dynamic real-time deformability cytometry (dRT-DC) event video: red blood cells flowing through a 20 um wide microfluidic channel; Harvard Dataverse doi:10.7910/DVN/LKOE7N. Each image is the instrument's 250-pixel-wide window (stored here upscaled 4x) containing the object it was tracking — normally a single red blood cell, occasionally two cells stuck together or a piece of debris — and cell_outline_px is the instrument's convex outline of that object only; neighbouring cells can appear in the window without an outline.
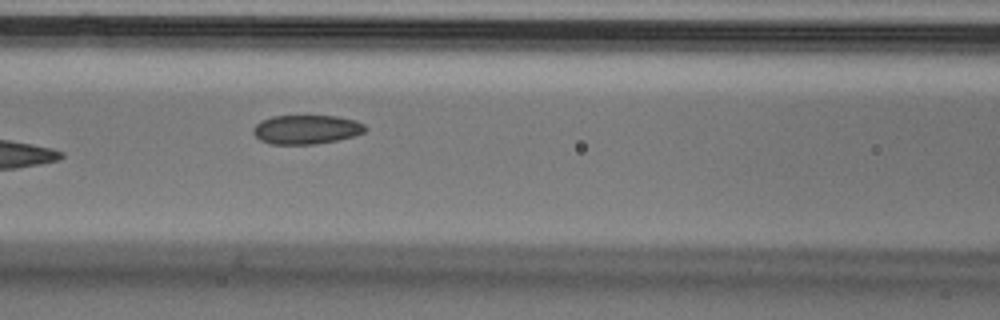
{"species": "Egyptian fruit bat (a non-hibernating species)", "species_latin": "Rousettus aegyptiacus", "temperature_condition": "cold", "stored_images_in_passage": 3, "camera_frame_rate_fps": 3000, "um_per_image_px": 0.085, "animal": {"sex": "male"}, "frame": {"image": 1, "passage_image": 3, "time_ms": 0.667, "image_size_px": [1000, 320], "cell_outline_px": [[368, 128], [364, 132], [352, 136], [336, 140], [316, 144], [268, 144], [260, 140], [252, 132], [252, 128], [260, 120], [272, 116], [336, 116], [356, 120], [364, 124]], "centroid_in_image_um": [26.01, 11.0], "position_along_channel_um": 140.6, "area_um2": 19.07}}